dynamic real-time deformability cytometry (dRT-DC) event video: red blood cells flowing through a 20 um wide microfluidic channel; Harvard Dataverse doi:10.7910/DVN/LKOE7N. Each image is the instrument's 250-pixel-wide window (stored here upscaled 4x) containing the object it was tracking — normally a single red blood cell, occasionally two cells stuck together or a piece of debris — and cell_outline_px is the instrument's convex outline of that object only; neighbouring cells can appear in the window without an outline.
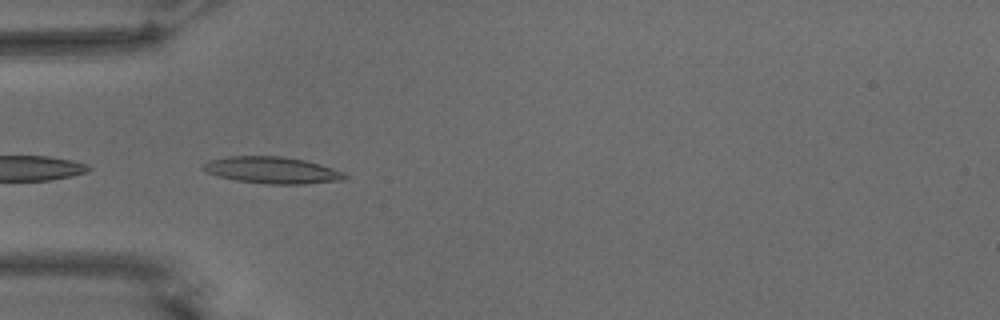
{"species": "common noctule bat (a hibernating species)", "species_latin": "Nyctalus noctula", "temperature_condition": "warm", "stored_images_in_passage": 4, "camera_frame_rate_fps": 3000, "um_per_image_px": 0.085, "animal": {"sex": "male", "body_mass_g": 15.6}, "frame": {"image": 1, "passage_image": 1, "time_ms": 0.0, "image_size_px": [1000, 320], "cell_outline_px": [[348, 176], [344, 180], [304, 184], [268, 184], [236, 180], [220, 176], [208, 172], [200, 168], [208, 160], [228, 156], [280, 156], [304, 160], [320, 164], [344, 172]], "centroid_in_image_um": [23.15, 14.46], "position_along_channel_um": 61.9, "area_um2": 21.96}}